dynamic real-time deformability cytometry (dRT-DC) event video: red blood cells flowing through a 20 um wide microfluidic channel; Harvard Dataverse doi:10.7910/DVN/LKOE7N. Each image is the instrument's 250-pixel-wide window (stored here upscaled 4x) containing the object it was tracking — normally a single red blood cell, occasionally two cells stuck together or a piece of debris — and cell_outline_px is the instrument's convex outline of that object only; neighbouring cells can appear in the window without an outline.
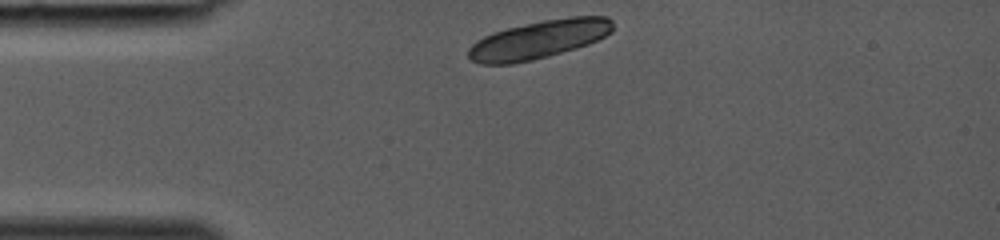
{"species": "common noctule bat (a hibernating species)", "species_latin": "Nyctalus noctula", "temperature_condition": "room temperature", "stored_images_in_passage": 25, "camera_frame_rate_fps": 3000, "um_per_image_px": 0.085, "animal": {"sex": "female", "body_mass_g": 19.0, "forearm_length_mm": 53.3}, "frame": {"image": 1, "passage_image": 1, "time_ms": 0.0, "image_size_px": [1000, 240], "cell_outline_px": [[612, 32], [588, 44], [576, 48], [548, 56], [532, 60], [512, 64], [480, 64], [472, 60], [468, 56], [468, 48], [476, 40], [492, 32], [508, 28], [544, 20], [572, 16], [608, 16], [612, 20]], "centroid_in_image_um": [45.79, 3.36], "position_along_channel_um": 39.2, "area_um2": 32.08}}